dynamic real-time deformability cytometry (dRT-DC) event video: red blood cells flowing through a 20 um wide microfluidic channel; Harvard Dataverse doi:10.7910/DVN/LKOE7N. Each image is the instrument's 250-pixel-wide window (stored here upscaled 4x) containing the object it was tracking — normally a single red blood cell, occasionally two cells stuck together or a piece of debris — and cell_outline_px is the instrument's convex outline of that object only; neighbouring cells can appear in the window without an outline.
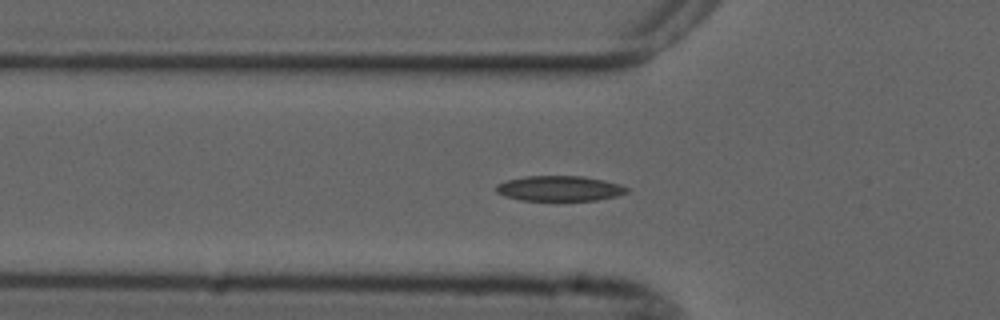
{"species": "common noctule bat (a hibernating species)", "species_latin": "Nyctalus noctula", "temperature_condition": "cold", "stored_images_in_passage": 55, "camera_frame_rate_fps": 3000, "um_per_image_px": 0.085, "animal": {"sex": "male", "forearm_length_mm": 52.5}, "frame": {"image": 1, "passage_image": 17, "time_ms": 5.333, "image_size_px": [1000, 320], "cell_outline_px": [[628, 192], [616, 196], [596, 200], [520, 200], [504, 196], [496, 192], [496, 184], [508, 180], [524, 176], [580, 176], [604, 180], [620, 184], [628, 188]], "centroid_in_image_um": [47.54, 16.01], "position_along_channel_um": 78.3, "area_um2": 19.13}}
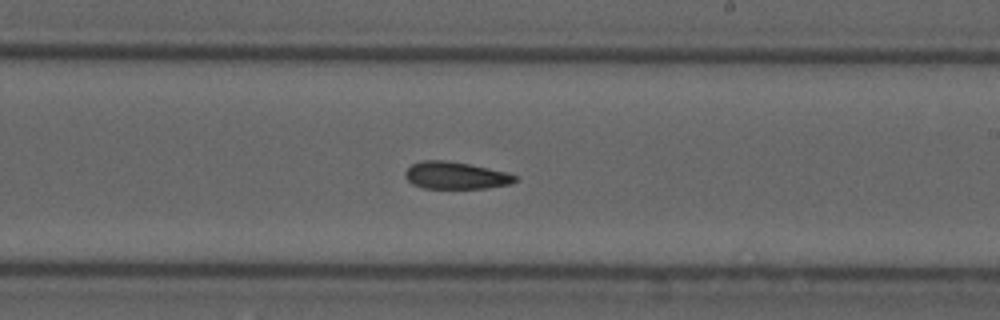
{"frame": {"image": 2, "passage_image": 31, "time_ms": 10.0, "image_size_px": [1000, 320], "cell_outline_px": [[520, 180], [508, 184], [488, 188], [424, 188], [412, 184], [404, 176], [404, 172], [412, 164], [420, 160], [444, 160], [468, 164], [508, 172], [516, 176]], "centroid_in_image_um": [38.73, 14.91], "position_along_channel_um": 250.3, "area_um2": 17.46}}
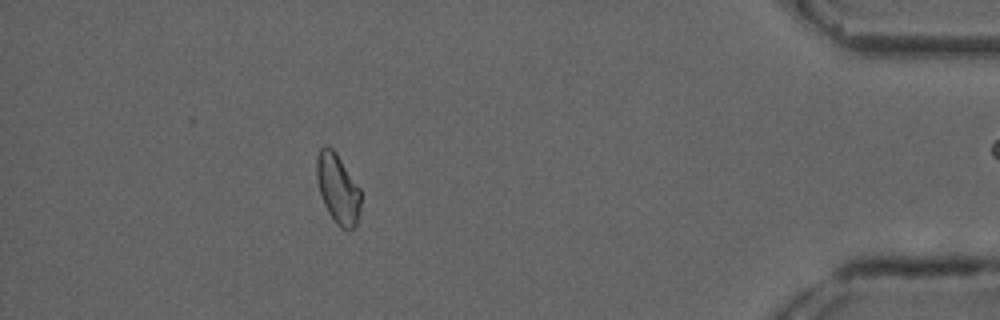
{"frame": {"image": 3, "passage_image": 48, "time_ms": 15.667, "image_size_px": [1000, 320], "cell_outline_px": [[360, 212], [356, 228], [340, 228], [336, 224], [328, 212], [320, 196], [316, 180], [316, 156], [320, 148], [324, 144], [332, 148], [336, 152], [360, 188]], "centroid_in_image_um": [28.69, 16.02], "position_along_channel_um": 406.5, "area_um2": 18.21}}